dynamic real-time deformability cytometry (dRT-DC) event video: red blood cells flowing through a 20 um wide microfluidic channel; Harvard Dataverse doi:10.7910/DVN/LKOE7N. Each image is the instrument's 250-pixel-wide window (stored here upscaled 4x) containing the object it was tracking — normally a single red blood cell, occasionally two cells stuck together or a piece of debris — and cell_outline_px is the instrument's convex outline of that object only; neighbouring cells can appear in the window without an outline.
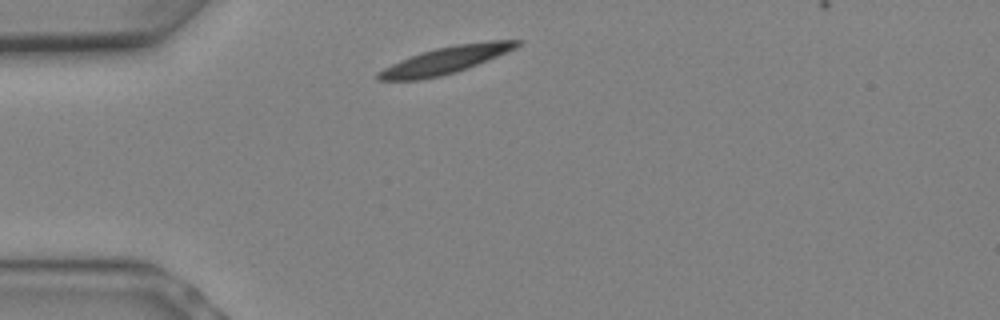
{"species": "Egyptian fruit bat (a non-hibernating species)", "species_latin": "Rousettus aegyptiacus", "temperature_condition": "warm", "stored_images_in_passage": 6, "camera_frame_rate_fps": 3000, "um_per_image_px": 0.085, "animal": {"sex": "female"}, "frame": {"image": 1, "passage_image": 1, "time_ms": 0.0, "image_size_px": [1000, 320], "cell_outline_px": [[524, 40], [516, 48], [508, 52], [456, 72], [440, 76], [420, 80], [376, 80], [376, 72], [400, 60], [436, 48], [456, 44], [488, 40]], "centroid_in_image_um": [37.9, 5.11], "position_along_channel_um": 47.1, "area_um2": 21.73}}
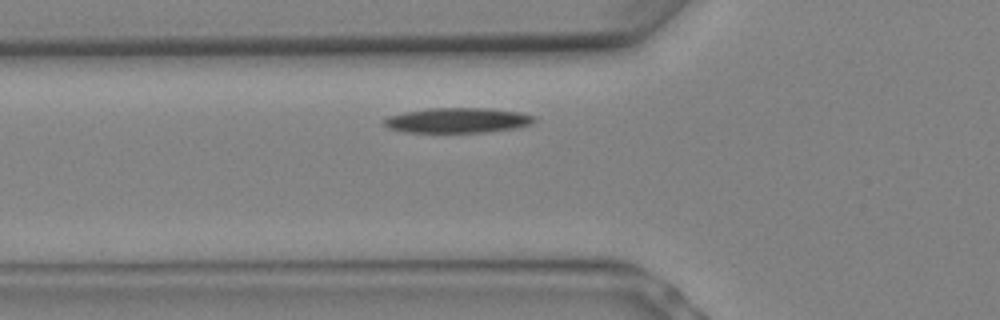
{"frame": {"image": 2, "passage_image": 3, "time_ms": 0.667, "image_size_px": [1000, 320], "cell_outline_px": [[536, 120], [532, 124], [516, 128], [484, 132], [404, 132], [388, 128], [384, 124], [384, 120], [392, 116], [404, 112], [428, 108], [484, 108], [520, 112], [536, 116]], "centroid_in_image_um": [38.94, 10.23], "position_along_channel_um": 86.9, "area_um2": 21.85}}